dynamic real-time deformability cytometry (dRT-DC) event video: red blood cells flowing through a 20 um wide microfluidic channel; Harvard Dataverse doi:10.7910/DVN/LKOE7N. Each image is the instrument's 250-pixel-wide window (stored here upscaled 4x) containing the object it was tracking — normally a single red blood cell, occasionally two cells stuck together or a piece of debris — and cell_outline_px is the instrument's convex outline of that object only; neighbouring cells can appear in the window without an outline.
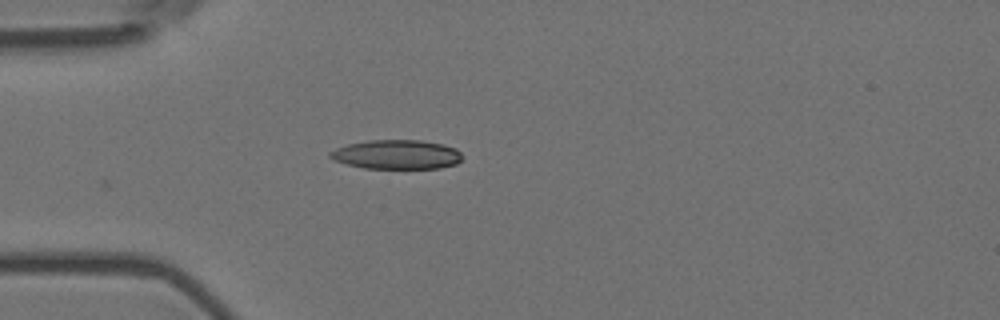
{"species": "Egyptian fruit bat (a non-hibernating species)", "species_latin": "Rousettus aegyptiacus", "temperature_condition": "room temperature", "stored_images_in_passage": 4, "camera_frame_rate_fps": 3000, "um_per_image_px": 0.085, "animal": {"sex": "female"}, "frame": {"image": 1, "passage_image": 4, "time_ms": 1.0, "image_size_px": [1000, 320], "cell_outline_px": [[460, 160], [456, 164], [440, 168], [364, 168], [348, 164], [336, 160], [328, 156], [328, 152], [336, 148], [348, 144], [368, 140], [420, 140], [444, 144], [456, 148], [460, 152]], "centroid_in_image_um": [33.72, 13.12], "position_along_channel_um": 51.3, "area_um2": 22.43}}